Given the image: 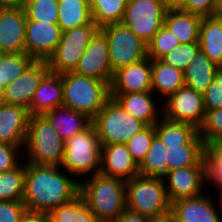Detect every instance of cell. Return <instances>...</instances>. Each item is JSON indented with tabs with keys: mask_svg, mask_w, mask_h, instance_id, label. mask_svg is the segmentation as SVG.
<instances>
[{
	"mask_svg": "<svg viewBox=\"0 0 222 222\" xmlns=\"http://www.w3.org/2000/svg\"><path fill=\"white\" fill-rule=\"evenodd\" d=\"M46 214L26 211L19 222H45Z\"/></svg>",
	"mask_w": 222,
	"mask_h": 222,
	"instance_id": "obj_47",
	"label": "cell"
},
{
	"mask_svg": "<svg viewBox=\"0 0 222 222\" xmlns=\"http://www.w3.org/2000/svg\"><path fill=\"white\" fill-rule=\"evenodd\" d=\"M178 45H180L178 39L163 25L147 44V57L150 59H162Z\"/></svg>",
	"mask_w": 222,
	"mask_h": 222,
	"instance_id": "obj_38",
	"label": "cell"
},
{
	"mask_svg": "<svg viewBox=\"0 0 222 222\" xmlns=\"http://www.w3.org/2000/svg\"><path fill=\"white\" fill-rule=\"evenodd\" d=\"M34 61L25 52L5 53L0 61V86L4 88L17 79Z\"/></svg>",
	"mask_w": 222,
	"mask_h": 222,
	"instance_id": "obj_36",
	"label": "cell"
},
{
	"mask_svg": "<svg viewBox=\"0 0 222 222\" xmlns=\"http://www.w3.org/2000/svg\"><path fill=\"white\" fill-rule=\"evenodd\" d=\"M167 147L155 136L144 160L139 165V175L163 178L167 173Z\"/></svg>",
	"mask_w": 222,
	"mask_h": 222,
	"instance_id": "obj_33",
	"label": "cell"
},
{
	"mask_svg": "<svg viewBox=\"0 0 222 222\" xmlns=\"http://www.w3.org/2000/svg\"><path fill=\"white\" fill-rule=\"evenodd\" d=\"M198 43L200 50L220 68L222 66V22L216 15L202 18Z\"/></svg>",
	"mask_w": 222,
	"mask_h": 222,
	"instance_id": "obj_27",
	"label": "cell"
},
{
	"mask_svg": "<svg viewBox=\"0 0 222 222\" xmlns=\"http://www.w3.org/2000/svg\"><path fill=\"white\" fill-rule=\"evenodd\" d=\"M2 92H3V86H0V104L3 103Z\"/></svg>",
	"mask_w": 222,
	"mask_h": 222,
	"instance_id": "obj_54",
	"label": "cell"
},
{
	"mask_svg": "<svg viewBox=\"0 0 222 222\" xmlns=\"http://www.w3.org/2000/svg\"><path fill=\"white\" fill-rule=\"evenodd\" d=\"M178 8L184 12L205 18L216 14L218 0H185Z\"/></svg>",
	"mask_w": 222,
	"mask_h": 222,
	"instance_id": "obj_43",
	"label": "cell"
},
{
	"mask_svg": "<svg viewBox=\"0 0 222 222\" xmlns=\"http://www.w3.org/2000/svg\"><path fill=\"white\" fill-rule=\"evenodd\" d=\"M125 183L126 208L130 211L150 219L170 212L163 178L137 175Z\"/></svg>",
	"mask_w": 222,
	"mask_h": 222,
	"instance_id": "obj_6",
	"label": "cell"
},
{
	"mask_svg": "<svg viewBox=\"0 0 222 222\" xmlns=\"http://www.w3.org/2000/svg\"><path fill=\"white\" fill-rule=\"evenodd\" d=\"M44 116L64 142L92 124V119L87 115L64 105L46 112Z\"/></svg>",
	"mask_w": 222,
	"mask_h": 222,
	"instance_id": "obj_23",
	"label": "cell"
},
{
	"mask_svg": "<svg viewBox=\"0 0 222 222\" xmlns=\"http://www.w3.org/2000/svg\"><path fill=\"white\" fill-rule=\"evenodd\" d=\"M163 181L170 203L183 198L197 197L207 191L205 166H187L167 171Z\"/></svg>",
	"mask_w": 222,
	"mask_h": 222,
	"instance_id": "obj_12",
	"label": "cell"
},
{
	"mask_svg": "<svg viewBox=\"0 0 222 222\" xmlns=\"http://www.w3.org/2000/svg\"><path fill=\"white\" fill-rule=\"evenodd\" d=\"M24 148L26 163L61 166L65 142L44 115H33L29 119Z\"/></svg>",
	"mask_w": 222,
	"mask_h": 222,
	"instance_id": "obj_5",
	"label": "cell"
},
{
	"mask_svg": "<svg viewBox=\"0 0 222 222\" xmlns=\"http://www.w3.org/2000/svg\"><path fill=\"white\" fill-rule=\"evenodd\" d=\"M152 89L160 100L165 101L170 95L185 85L183 71L164 63L161 59H151Z\"/></svg>",
	"mask_w": 222,
	"mask_h": 222,
	"instance_id": "obj_24",
	"label": "cell"
},
{
	"mask_svg": "<svg viewBox=\"0 0 222 222\" xmlns=\"http://www.w3.org/2000/svg\"><path fill=\"white\" fill-rule=\"evenodd\" d=\"M100 173L127 181L139 175V166L133 160L126 144L101 145Z\"/></svg>",
	"mask_w": 222,
	"mask_h": 222,
	"instance_id": "obj_21",
	"label": "cell"
},
{
	"mask_svg": "<svg viewBox=\"0 0 222 222\" xmlns=\"http://www.w3.org/2000/svg\"><path fill=\"white\" fill-rule=\"evenodd\" d=\"M167 10L158 0H128L121 23L148 44L164 25Z\"/></svg>",
	"mask_w": 222,
	"mask_h": 222,
	"instance_id": "obj_10",
	"label": "cell"
},
{
	"mask_svg": "<svg viewBox=\"0 0 222 222\" xmlns=\"http://www.w3.org/2000/svg\"><path fill=\"white\" fill-rule=\"evenodd\" d=\"M219 19L220 21L222 22V10H217L216 14H215Z\"/></svg>",
	"mask_w": 222,
	"mask_h": 222,
	"instance_id": "obj_53",
	"label": "cell"
},
{
	"mask_svg": "<svg viewBox=\"0 0 222 222\" xmlns=\"http://www.w3.org/2000/svg\"><path fill=\"white\" fill-rule=\"evenodd\" d=\"M97 222H114L126 209L124 180L97 173L80 182V193Z\"/></svg>",
	"mask_w": 222,
	"mask_h": 222,
	"instance_id": "obj_2",
	"label": "cell"
},
{
	"mask_svg": "<svg viewBox=\"0 0 222 222\" xmlns=\"http://www.w3.org/2000/svg\"><path fill=\"white\" fill-rule=\"evenodd\" d=\"M128 0H89L93 22L99 27L121 23Z\"/></svg>",
	"mask_w": 222,
	"mask_h": 222,
	"instance_id": "obj_32",
	"label": "cell"
},
{
	"mask_svg": "<svg viewBox=\"0 0 222 222\" xmlns=\"http://www.w3.org/2000/svg\"><path fill=\"white\" fill-rule=\"evenodd\" d=\"M199 50L198 42L180 44L167 53L161 60L168 65L184 71Z\"/></svg>",
	"mask_w": 222,
	"mask_h": 222,
	"instance_id": "obj_40",
	"label": "cell"
},
{
	"mask_svg": "<svg viewBox=\"0 0 222 222\" xmlns=\"http://www.w3.org/2000/svg\"><path fill=\"white\" fill-rule=\"evenodd\" d=\"M24 147L12 146L0 142V173L15 169L23 160Z\"/></svg>",
	"mask_w": 222,
	"mask_h": 222,
	"instance_id": "obj_42",
	"label": "cell"
},
{
	"mask_svg": "<svg viewBox=\"0 0 222 222\" xmlns=\"http://www.w3.org/2000/svg\"><path fill=\"white\" fill-rule=\"evenodd\" d=\"M151 89L152 70L149 57L118 69L110 84V93H139Z\"/></svg>",
	"mask_w": 222,
	"mask_h": 222,
	"instance_id": "obj_17",
	"label": "cell"
},
{
	"mask_svg": "<svg viewBox=\"0 0 222 222\" xmlns=\"http://www.w3.org/2000/svg\"><path fill=\"white\" fill-rule=\"evenodd\" d=\"M108 41L111 71L147 58V44L122 23L100 28Z\"/></svg>",
	"mask_w": 222,
	"mask_h": 222,
	"instance_id": "obj_8",
	"label": "cell"
},
{
	"mask_svg": "<svg viewBox=\"0 0 222 222\" xmlns=\"http://www.w3.org/2000/svg\"><path fill=\"white\" fill-rule=\"evenodd\" d=\"M26 0H0V9L24 8Z\"/></svg>",
	"mask_w": 222,
	"mask_h": 222,
	"instance_id": "obj_48",
	"label": "cell"
},
{
	"mask_svg": "<svg viewBox=\"0 0 222 222\" xmlns=\"http://www.w3.org/2000/svg\"><path fill=\"white\" fill-rule=\"evenodd\" d=\"M23 203L27 211L47 214L80 193V183L61 166L25 162Z\"/></svg>",
	"mask_w": 222,
	"mask_h": 222,
	"instance_id": "obj_1",
	"label": "cell"
},
{
	"mask_svg": "<svg viewBox=\"0 0 222 222\" xmlns=\"http://www.w3.org/2000/svg\"><path fill=\"white\" fill-rule=\"evenodd\" d=\"M213 198L204 192L197 197L179 199L171 203L170 212L183 222H222V208L217 206V197Z\"/></svg>",
	"mask_w": 222,
	"mask_h": 222,
	"instance_id": "obj_16",
	"label": "cell"
},
{
	"mask_svg": "<svg viewBox=\"0 0 222 222\" xmlns=\"http://www.w3.org/2000/svg\"><path fill=\"white\" fill-rule=\"evenodd\" d=\"M24 184L25 162L22 160L15 169L0 173V201H23Z\"/></svg>",
	"mask_w": 222,
	"mask_h": 222,
	"instance_id": "obj_35",
	"label": "cell"
},
{
	"mask_svg": "<svg viewBox=\"0 0 222 222\" xmlns=\"http://www.w3.org/2000/svg\"><path fill=\"white\" fill-rule=\"evenodd\" d=\"M151 222H176V217L171 213H166L151 219Z\"/></svg>",
	"mask_w": 222,
	"mask_h": 222,
	"instance_id": "obj_49",
	"label": "cell"
},
{
	"mask_svg": "<svg viewBox=\"0 0 222 222\" xmlns=\"http://www.w3.org/2000/svg\"><path fill=\"white\" fill-rule=\"evenodd\" d=\"M101 145L125 144L147 125L134 118L113 98H110L92 119Z\"/></svg>",
	"mask_w": 222,
	"mask_h": 222,
	"instance_id": "obj_7",
	"label": "cell"
},
{
	"mask_svg": "<svg viewBox=\"0 0 222 222\" xmlns=\"http://www.w3.org/2000/svg\"><path fill=\"white\" fill-rule=\"evenodd\" d=\"M114 222H151V219L126 208Z\"/></svg>",
	"mask_w": 222,
	"mask_h": 222,
	"instance_id": "obj_46",
	"label": "cell"
},
{
	"mask_svg": "<svg viewBox=\"0 0 222 222\" xmlns=\"http://www.w3.org/2000/svg\"><path fill=\"white\" fill-rule=\"evenodd\" d=\"M61 167L79 183L100 173L101 144L93 124L65 141Z\"/></svg>",
	"mask_w": 222,
	"mask_h": 222,
	"instance_id": "obj_3",
	"label": "cell"
},
{
	"mask_svg": "<svg viewBox=\"0 0 222 222\" xmlns=\"http://www.w3.org/2000/svg\"><path fill=\"white\" fill-rule=\"evenodd\" d=\"M110 96L115 99L126 112L130 113L134 118L141 120L146 125H155L163 116L162 102H157L158 98H155L157 96L152 91L110 93Z\"/></svg>",
	"mask_w": 222,
	"mask_h": 222,
	"instance_id": "obj_18",
	"label": "cell"
},
{
	"mask_svg": "<svg viewBox=\"0 0 222 222\" xmlns=\"http://www.w3.org/2000/svg\"><path fill=\"white\" fill-rule=\"evenodd\" d=\"M99 30L93 22L62 32L58 46L47 60L49 71L58 74L73 72L91 39Z\"/></svg>",
	"mask_w": 222,
	"mask_h": 222,
	"instance_id": "obj_9",
	"label": "cell"
},
{
	"mask_svg": "<svg viewBox=\"0 0 222 222\" xmlns=\"http://www.w3.org/2000/svg\"><path fill=\"white\" fill-rule=\"evenodd\" d=\"M46 217L48 222H97L80 194L72 201L50 210Z\"/></svg>",
	"mask_w": 222,
	"mask_h": 222,
	"instance_id": "obj_31",
	"label": "cell"
},
{
	"mask_svg": "<svg viewBox=\"0 0 222 222\" xmlns=\"http://www.w3.org/2000/svg\"><path fill=\"white\" fill-rule=\"evenodd\" d=\"M176 222H183V221H181V220H179V219L176 218Z\"/></svg>",
	"mask_w": 222,
	"mask_h": 222,
	"instance_id": "obj_57",
	"label": "cell"
},
{
	"mask_svg": "<svg viewBox=\"0 0 222 222\" xmlns=\"http://www.w3.org/2000/svg\"><path fill=\"white\" fill-rule=\"evenodd\" d=\"M167 147V171L187 166H205V144L198 134L189 144Z\"/></svg>",
	"mask_w": 222,
	"mask_h": 222,
	"instance_id": "obj_28",
	"label": "cell"
},
{
	"mask_svg": "<svg viewBox=\"0 0 222 222\" xmlns=\"http://www.w3.org/2000/svg\"><path fill=\"white\" fill-rule=\"evenodd\" d=\"M26 21L24 8L0 9V49L4 53L24 52Z\"/></svg>",
	"mask_w": 222,
	"mask_h": 222,
	"instance_id": "obj_20",
	"label": "cell"
},
{
	"mask_svg": "<svg viewBox=\"0 0 222 222\" xmlns=\"http://www.w3.org/2000/svg\"><path fill=\"white\" fill-rule=\"evenodd\" d=\"M163 116L199 129L205 119L203 94L184 85L162 102Z\"/></svg>",
	"mask_w": 222,
	"mask_h": 222,
	"instance_id": "obj_11",
	"label": "cell"
},
{
	"mask_svg": "<svg viewBox=\"0 0 222 222\" xmlns=\"http://www.w3.org/2000/svg\"><path fill=\"white\" fill-rule=\"evenodd\" d=\"M219 70L220 68L202 50H199L183 71L184 83L196 92L203 94Z\"/></svg>",
	"mask_w": 222,
	"mask_h": 222,
	"instance_id": "obj_26",
	"label": "cell"
},
{
	"mask_svg": "<svg viewBox=\"0 0 222 222\" xmlns=\"http://www.w3.org/2000/svg\"><path fill=\"white\" fill-rule=\"evenodd\" d=\"M58 23L26 21L24 52L35 61H47L61 39Z\"/></svg>",
	"mask_w": 222,
	"mask_h": 222,
	"instance_id": "obj_13",
	"label": "cell"
},
{
	"mask_svg": "<svg viewBox=\"0 0 222 222\" xmlns=\"http://www.w3.org/2000/svg\"><path fill=\"white\" fill-rule=\"evenodd\" d=\"M198 130L205 145L214 140H222V107L206 110L204 122Z\"/></svg>",
	"mask_w": 222,
	"mask_h": 222,
	"instance_id": "obj_41",
	"label": "cell"
},
{
	"mask_svg": "<svg viewBox=\"0 0 222 222\" xmlns=\"http://www.w3.org/2000/svg\"><path fill=\"white\" fill-rule=\"evenodd\" d=\"M26 211L23 201H0V222H19Z\"/></svg>",
	"mask_w": 222,
	"mask_h": 222,
	"instance_id": "obj_45",
	"label": "cell"
},
{
	"mask_svg": "<svg viewBox=\"0 0 222 222\" xmlns=\"http://www.w3.org/2000/svg\"><path fill=\"white\" fill-rule=\"evenodd\" d=\"M63 105V84L61 74L48 71L34 92L29 114L44 115L46 112Z\"/></svg>",
	"mask_w": 222,
	"mask_h": 222,
	"instance_id": "obj_22",
	"label": "cell"
},
{
	"mask_svg": "<svg viewBox=\"0 0 222 222\" xmlns=\"http://www.w3.org/2000/svg\"><path fill=\"white\" fill-rule=\"evenodd\" d=\"M63 84V105L84 113L93 119L111 98L107 82L78 75L74 72L61 74Z\"/></svg>",
	"mask_w": 222,
	"mask_h": 222,
	"instance_id": "obj_4",
	"label": "cell"
},
{
	"mask_svg": "<svg viewBox=\"0 0 222 222\" xmlns=\"http://www.w3.org/2000/svg\"><path fill=\"white\" fill-rule=\"evenodd\" d=\"M4 52L0 49V61H1V59H2V57L4 56Z\"/></svg>",
	"mask_w": 222,
	"mask_h": 222,
	"instance_id": "obj_56",
	"label": "cell"
},
{
	"mask_svg": "<svg viewBox=\"0 0 222 222\" xmlns=\"http://www.w3.org/2000/svg\"><path fill=\"white\" fill-rule=\"evenodd\" d=\"M205 110H215L222 107V70H219L212 83L203 93Z\"/></svg>",
	"mask_w": 222,
	"mask_h": 222,
	"instance_id": "obj_44",
	"label": "cell"
},
{
	"mask_svg": "<svg viewBox=\"0 0 222 222\" xmlns=\"http://www.w3.org/2000/svg\"><path fill=\"white\" fill-rule=\"evenodd\" d=\"M217 191V194H218V197H217V199H219L218 200V202H219V206L222 208V187L221 188H219L218 190H216Z\"/></svg>",
	"mask_w": 222,
	"mask_h": 222,
	"instance_id": "obj_51",
	"label": "cell"
},
{
	"mask_svg": "<svg viewBox=\"0 0 222 222\" xmlns=\"http://www.w3.org/2000/svg\"><path fill=\"white\" fill-rule=\"evenodd\" d=\"M155 136V125H147L125 143L138 166L144 160Z\"/></svg>",
	"mask_w": 222,
	"mask_h": 222,
	"instance_id": "obj_39",
	"label": "cell"
},
{
	"mask_svg": "<svg viewBox=\"0 0 222 222\" xmlns=\"http://www.w3.org/2000/svg\"><path fill=\"white\" fill-rule=\"evenodd\" d=\"M155 134L165 146H179L189 144L199 134V130L191 124L162 116L155 124Z\"/></svg>",
	"mask_w": 222,
	"mask_h": 222,
	"instance_id": "obj_30",
	"label": "cell"
},
{
	"mask_svg": "<svg viewBox=\"0 0 222 222\" xmlns=\"http://www.w3.org/2000/svg\"><path fill=\"white\" fill-rule=\"evenodd\" d=\"M218 10H222V0H218Z\"/></svg>",
	"mask_w": 222,
	"mask_h": 222,
	"instance_id": "obj_55",
	"label": "cell"
},
{
	"mask_svg": "<svg viewBox=\"0 0 222 222\" xmlns=\"http://www.w3.org/2000/svg\"><path fill=\"white\" fill-rule=\"evenodd\" d=\"M163 3L167 8H175V0H158Z\"/></svg>",
	"mask_w": 222,
	"mask_h": 222,
	"instance_id": "obj_50",
	"label": "cell"
},
{
	"mask_svg": "<svg viewBox=\"0 0 222 222\" xmlns=\"http://www.w3.org/2000/svg\"><path fill=\"white\" fill-rule=\"evenodd\" d=\"M27 21L58 23V0H26Z\"/></svg>",
	"mask_w": 222,
	"mask_h": 222,
	"instance_id": "obj_37",
	"label": "cell"
},
{
	"mask_svg": "<svg viewBox=\"0 0 222 222\" xmlns=\"http://www.w3.org/2000/svg\"><path fill=\"white\" fill-rule=\"evenodd\" d=\"M48 71L47 61H34L22 75L3 88V103L29 110L33 94Z\"/></svg>",
	"mask_w": 222,
	"mask_h": 222,
	"instance_id": "obj_15",
	"label": "cell"
},
{
	"mask_svg": "<svg viewBox=\"0 0 222 222\" xmlns=\"http://www.w3.org/2000/svg\"><path fill=\"white\" fill-rule=\"evenodd\" d=\"M73 72L111 84L114 73L110 66L108 41L100 30L91 39Z\"/></svg>",
	"mask_w": 222,
	"mask_h": 222,
	"instance_id": "obj_14",
	"label": "cell"
},
{
	"mask_svg": "<svg viewBox=\"0 0 222 222\" xmlns=\"http://www.w3.org/2000/svg\"><path fill=\"white\" fill-rule=\"evenodd\" d=\"M202 18L182 11L179 8H168L164 25L178 39L180 44L199 41L200 24Z\"/></svg>",
	"mask_w": 222,
	"mask_h": 222,
	"instance_id": "obj_25",
	"label": "cell"
},
{
	"mask_svg": "<svg viewBox=\"0 0 222 222\" xmlns=\"http://www.w3.org/2000/svg\"><path fill=\"white\" fill-rule=\"evenodd\" d=\"M205 187L216 190L222 187V140H214L205 145ZM209 185V187H208ZM215 185V186H213Z\"/></svg>",
	"mask_w": 222,
	"mask_h": 222,
	"instance_id": "obj_34",
	"label": "cell"
},
{
	"mask_svg": "<svg viewBox=\"0 0 222 222\" xmlns=\"http://www.w3.org/2000/svg\"><path fill=\"white\" fill-rule=\"evenodd\" d=\"M29 110L16 105L0 104V142L24 147L27 137Z\"/></svg>",
	"mask_w": 222,
	"mask_h": 222,
	"instance_id": "obj_19",
	"label": "cell"
},
{
	"mask_svg": "<svg viewBox=\"0 0 222 222\" xmlns=\"http://www.w3.org/2000/svg\"><path fill=\"white\" fill-rule=\"evenodd\" d=\"M185 0H175V8H178Z\"/></svg>",
	"mask_w": 222,
	"mask_h": 222,
	"instance_id": "obj_52",
	"label": "cell"
},
{
	"mask_svg": "<svg viewBox=\"0 0 222 222\" xmlns=\"http://www.w3.org/2000/svg\"><path fill=\"white\" fill-rule=\"evenodd\" d=\"M92 23L89 0H58V25L62 32Z\"/></svg>",
	"mask_w": 222,
	"mask_h": 222,
	"instance_id": "obj_29",
	"label": "cell"
}]
</instances>
